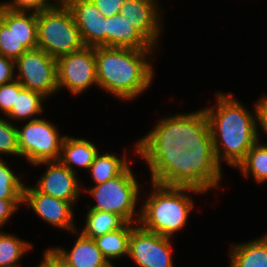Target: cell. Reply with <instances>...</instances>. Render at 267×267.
<instances>
[{
	"label": "cell",
	"mask_w": 267,
	"mask_h": 267,
	"mask_svg": "<svg viewBox=\"0 0 267 267\" xmlns=\"http://www.w3.org/2000/svg\"><path fill=\"white\" fill-rule=\"evenodd\" d=\"M216 104L206 106L213 148L218 163L235 168L258 141L256 115L249 111L232 93L216 92ZM253 112V113H252Z\"/></svg>",
	"instance_id": "cell-1"
},
{
	"label": "cell",
	"mask_w": 267,
	"mask_h": 267,
	"mask_svg": "<svg viewBox=\"0 0 267 267\" xmlns=\"http://www.w3.org/2000/svg\"><path fill=\"white\" fill-rule=\"evenodd\" d=\"M157 50L94 47L97 88L119 101H133L152 85L155 69L150 59ZM127 100V101H126Z\"/></svg>",
	"instance_id": "cell-2"
},
{
	"label": "cell",
	"mask_w": 267,
	"mask_h": 267,
	"mask_svg": "<svg viewBox=\"0 0 267 267\" xmlns=\"http://www.w3.org/2000/svg\"><path fill=\"white\" fill-rule=\"evenodd\" d=\"M201 146H213L203 108L161 118L145 136L136 141L133 151L150 170L162 157H176L185 149Z\"/></svg>",
	"instance_id": "cell-3"
},
{
	"label": "cell",
	"mask_w": 267,
	"mask_h": 267,
	"mask_svg": "<svg viewBox=\"0 0 267 267\" xmlns=\"http://www.w3.org/2000/svg\"><path fill=\"white\" fill-rule=\"evenodd\" d=\"M150 182L160 185L191 187L208 193L219 189L224 179L213 146H201L176 157H162L150 170Z\"/></svg>",
	"instance_id": "cell-4"
},
{
	"label": "cell",
	"mask_w": 267,
	"mask_h": 267,
	"mask_svg": "<svg viewBox=\"0 0 267 267\" xmlns=\"http://www.w3.org/2000/svg\"><path fill=\"white\" fill-rule=\"evenodd\" d=\"M150 186V193L140 206L138 224L147 231L172 238V235L186 227L195 208L196 202L192 195L204 193L191 187L167 186L153 182Z\"/></svg>",
	"instance_id": "cell-5"
},
{
	"label": "cell",
	"mask_w": 267,
	"mask_h": 267,
	"mask_svg": "<svg viewBox=\"0 0 267 267\" xmlns=\"http://www.w3.org/2000/svg\"><path fill=\"white\" fill-rule=\"evenodd\" d=\"M37 30L38 48L55 59L85 47L73 14L63 1L37 13Z\"/></svg>",
	"instance_id": "cell-6"
},
{
	"label": "cell",
	"mask_w": 267,
	"mask_h": 267,
	"mask_svg": "<svg viewBox=\"0 0 267 267\" xmlns=\"http://www.w3.org/2000/svg\"><path fill=\"white\" fill-rule=\"evenodd\" d=\"M129 165L120 175L82 191L89 192L95 204L92 210L112 212L122 216L127 222L137 225L140 219V209L136 207L142 190L136 179V173ZM138 211H137V210Z\"/></svg>",
	"instance_id": "cell-7"
},
{
	"label": "cell",
	"mask_w": 267,
	"mask_h": 267,
	"mask_svg": "<svg viewBox=\"0 0 267 267\" xmlns=\"http://www.w3.org/2000/svg\"><path fill=\"white\" fill-rule=\"evenodd\" d=\"M18 126L17 143L20 157H24L31 165L59 160L65 134H59L57 125L39 117L27 121L22 128Z\"/></svg>",
	"instance_id": "cell-8"
},
{
	"label": "cell",
	"mask_w": 267,
	"mask_h": 267,
	"mask_svg": "<svg viewBox=\"0 0 267 267\" xmlns=\"http://www.w3.org/2000/svg\"><path fill=\"white\" fill-rule=\"evenodd\" d=\"M37 13L11 11L0 5V55L16 61L37 45Z\"/></svg>",
	"instance_id": "cell-9"
},
{
	"label": "cell",
	"mask_w": 267,
	"mask_h": 267,
	"mask_svg": "<svg viewBox=\"0 0 267 267\" xmlns=\"http://www.w3.org/2000/svg\"><path fill=\"white\" fill-rule=\"evenodd\" d=\"M16 79L25 89L48 98L58 93L57 62L40 48L28 49L15 61Z\"/></svg>",
	"instance_id": "cell-10"
},
{
	"label": "cell",
	"mask_w": 267,
	"mask_h": 267,
	"mask_svg": "<svg viewBox=\"0 0 267 267\" xmlns=\"http://www.w3.org/2000/svg\"><path fill=\"white\" fill-rule=\"evenodd\" d=\"M56 62L59 91L66 89L71 95L77 96L91 86H98L94 47H84L77 52L63 55Z\"/></svg>",
	"instance_id": "cell-11"
},
{
	"label": "cell",
	"mask_w": 267,
	"mask_h": 267,
	"mask_svg": "<svg viewBox=\"0 0 267 267\" xmlns=\"http://www.w3.org/2000/svg\"><path fill=\"white\" fill-rule=\"evenodd\" d=\"M172 238L147 231L137 224L130 233L129 255L138 267H175Z\"/></svg>",
	"instance_id": "cell-12"
},
{
	"label": "cell",
	"mask_w": 267,
	"mask_h": 267,
	"mask_svg": "<svg viewBox=\"0 0 267 267\" xmlns=\"http://www.w3.org/2000/svg\"><path fill=\"white\" fill-rule=\"evenodd\" d=\"M23 205L50 226L70 233L77 230L74 206L68 201L39 192L33 185H25Z\"/></svg>",
	"instance_id": "cell-13"
},
{
	"label": "cell",
	"mask_w": 267,
	"mask_h": 267,
	"mask_svg": "<svg viewBox=\"0 0 267 267\" xmlns=\"http://www.w3.org/2000/svg\"><path fill=\"white\" fill-rule=\"evenodd\" d=\"M46 165L44 174L34 187L44 194L70 202L74 207L83 194L78 174L62 165L59 161L40 162L33 166Z\"/></svg>",
	"instance_id": "cell-14"
},
{
	"label": "cell",
	"mask_w": 267,
	"mask_h": 267,
	"mask_svg": "<svg viewBox=\"0 0 267 267\" xmlns=\"http://www.w3.org/2000/svg\"><path fill=\"white\" fill-rule=\"evenodd\" d=\"M163 12L158 0H124L119 14L158 49L164 26Z\"/></svg>",
	"instance_id": "cell-15"
},
{
	"label": "cell",
	"mask_w": 267,
	"mask_h": 267,
	"mask_svg": "<svg viewBox=\"0 0 267 267\" xmlns=\"http://www.w3.org/2000/svg\"><path fill=\"white\" fill-rule=\"evenodd\" d=\"M71 10L85 47L105 46V17L91 0H64Z\"/></svg>",
	"instance_id": "cell-16"
},
{
	"label": "cell",
	"mask_w": 267,
	"mask_h": 267,
	"mask_svg": "<svg viewBox=\"0 0 267 267\" xmlns=\"http://www.w3.org/2000/svg\"><path fill=\"white\" fill-rule=\"evenodd\" d=\"M81 230H74L77 239L70 251L62 246L49 249L68 267H112L104 258L92 238L84 236Z\"/></svg>",
	"instance_id": "cell-17"
},
{
	"label": "cell",
	"mask_w": 267,
	"mask_h": 267,
	"mask_svg": "<svg viewBox=\"0 0 267 267\" xmlns=\"http://www.w3.org/2000/svg\"><path fill=\"white\" fill-rule=\"evenodd\" d=\"M105 46L138 50L157 49L120 14L105 17Z\"/></svg>",
	"instance_id": "cell-18"
},
{
	"label": "cell",
	"mask_w": 267,
	"mask_h": 267,
	"mask_svg": "<svg viewBox=\"0 0 267 267\" xmlns=\"http://www.w3.org/2000/svg\"><path fill=\"white\" fill-rule=\"evenodd\" d=\"M98 150L93 141L65 134L58 161L75 174L78 171L74 166L88 171L99 152Z\"/></svg>",
	"instance_id": "cell-19"
},
{
	"label": "cell",
	"mask_w": 267,
	"mask_h": 267,
	"mask_svg": "<svg viewBox=\"0 0 267 267\" xmlns=\"http://www.w3.org/2000/svg\"><path fill=\"white\" fill-rule=\"evenodd\" d=\"M230 246L229 267H267V234Z\"/></svg>",
	"instance_id": "cell-20"
},
{
	"label": "cell",
	"mask_w": 267,
	"mask_h": 267,
	"mask_svg": "<svg viewBox=\"0 0 267 267\" xmlns=\"http://www.w3.org/2000/svg\"><path fill=\"white\" fill-rule=\"evenodd\" d=\"M135 226L127 222L121 229L94 238L97 247L104 258L113 267V260L129 255V238Z\"/></svg>",
	"instance_id": "cell-21"
},
{
	"label": "cell",
	"mask_w": 267,
	"mask_h": 267,
	"mask_svg": "<svg viewBox=\"0 0 267 267\" xmlns=\"http://www.w3.org/2000/svg\"><path fill=\"white\" fill-rule=\"evenodd\" d=\"M119 157L114 153L98 152L93 163L90 165L89 172L95 185L104 183L120 175L133 161L128 160V153Z\"/></svg>",
	"instance_id": "cell-22"
},
{
	"label": "cell",
	"mask_w": 267,
	"mask_h": 267,
	"mask_svg": "<svg viewBox=\"0 0 267 267\" xmlns=\"http://www.w3.org/2000/svg\"><path fill=\"white\" fill-rule=\"evenodd\" d=\"M47 98L36 91L23 89L21 92H16V100L12 109L5 115L10 121L18 122L30 121L37 119L44 109V102Z\"/></svg>",
	"instance_id": "cell-23"
},
{
	"label": "cell",
	"mask_w": 267,
	"mask_h": 267,
	"mask_svg": "<svg viewBox=\"0 0 267 267\" xmlns=\"http://www.w3.org/2000/svg\"><path fill=\"white\" fill-rule=\"evenodd\" d=\"M85 215L81 233L92 239L119 230L127 223L122 216L112 212L89 209Z\"/></svg>",
	"instance_id": "cell-24"
},
{
	"label": "cell",
	"mask_w": 267,
	"mask_h": 267,
	"mask_svg": "<svg viewBox=\"0 0 267 267\" xmlns=\"http://www.w3.org/2000/svg\"><path fill=\"white\" fill-rule=\"evenodd\" d=\"M236 169L246 178L250 174L256 183H267V143L257 141Z\"/></svg>",
	"instance_id": "cell-25"
},
{
	"label": "cell",
	"mask_w": 267,
	"mask_h": 267,
	"mask_svg": "<svg viewBox=\"0 0 267 267\" xmlns=\"http://www.w3.org/2000/svg\"><path fill=\"white\" fill-rule=\"evenodd\" d=\"M32 248L33 244L29 241L0 230V266L19 264Z\"/></svg>",
	"instance_id": "cell-26"
},
{
	"label": "cell",
	"mask_w": 267,
	"mask_h": 267,
	"mask_svg": "<svg viewBox=\"0 0 267 267\" xmlns=\"http://www.w3.org/2000/svg\"><path fill=\"white\" fill-rule=\"evenodd\" d=\"M5 161L3 156L0 157V199L23 200L26 184Z\"/></svg>",
	"instance_id": "cell-27"
},
{
	"label": "cell",
	"mask_w": 267,
	"mask_h": 267,
	"mask_svg": "<svg viewBox=\"0 0 267 267\" xmlns=\"http://www.w3.org/2000/svg\"><path fill=\"white\" fill-rule=\"evenodd\" d=\"M20 157L17 143V125L0 116V156Z\"/></svg>",
	"instance_id": "cell-28"
},
{
	"label": "cell",
	"mask_w": 267,
	"mask_h": 267,
	"mask_svg": "<svg viewBox=\"0 0 267 267\" xmlns=\"http://www.w3.org/2000/svg\"><path fill=\"white\" fill-rule=\"evenodd\" d=\"M59 2V0H9L0 2V5L11 11L39 13L41 11L55 7Z\"/></svg>",
	"instance_id": "cell-29"
},
{
	"label": "cell",
	"mask_w": 267,
	"mask_h": 267,
	"mask_svg": "<svg viewBox=\"0 0 267 267\" xmlns=\"http://www.w3.org/2000/svg\"><path fill=\"white\" fill-rule=\"evenodd\" d=\"M23 89L24 87L17 79L0 85V113H3L4 117L15 103L16 92H21Z\"/></svg>",
	"instance_id": "cell-30"
},
{
	"label": "cell",
	"mask_w": 267,
	"mask_h": 267,
	"mask_svg": "<svg viewBox=\"0 0 267 267\" xmlns=\"http://www.w3.org/2000/svg\"><path fill=\"white\" fill-rule=\"evenodd\" d=\"M259 100L253 105L256 115V134L258 141H260V130L267 134V95L263 94ZM259 129V130H258Z\"/></svg>",
	"instance_id": "cell-31"
},
{
	"label": "cell",
	"mask_w": 267,
	"mask_h": 267,
	"mask_svg": "<svg viewBox=\"0 0 267 267\" xmlns=\"http://www.w3.org/2000/svg\"><path fill=\"white\" fill-rule=\"evenodd\" d=\"M23 206V200H3L0 199V230L7 225L10 217Z\"/></svg>",
	"instance_id": "cell-32"
},
{
	"label": "cell",
	"mask_w": 267,
	"mask_h": 267,
	"mask_svg": "<svg viewBox=\"0 0 267 267\" xmlns=\"http://www.w3.org/2000/svg\"><path fill=\"white\" fill-rule=\"evenodd\" d=\"M104 17H112L119 14L124 0H91Z\"/></svg>",
	"instance_id": "cell-33"
},
{
	"label": "cell",
	"mask_w": 267,
	"mask_h": 267,
	"mask_svg": "<svg viewBox=\"0 0 267 267\" xmlns=\"http://www.w3.org/2000/svg\"><path fill=\"white\" fill-rule=\"evenodd\" d=\"M15 61L0 55V85L16 79Z\"/></svg>",
	"instance_id": "cell-34"
},
{
	"label": "cell",
	"mask_w": 267,
	"mask_h": 267,
	"mask_svg": "<svg viewBox=\"0 0 267 267\" xmlns=\"http://www.w3.org/2000/svg\"><path fill=\"white\" fill-rule=\"evenodd\" d=\"M39 264L42 267H68L49 248L44 250Z\"/></svg>",
	"instance_id": "cell-35"
},
{
	"label": "cell",
	"mask_w": 267,
	"mask_h": 267,
	"mask_svg": "<svg viewBox=\"0 0 267 267\" xmlns=\"http://www.w3.org/2000/svg\"><path fill=\"white\" fill-rule=\"evenodd\" d=\"M0 267H21V266L19 264H14V265L0 266Z\"/></svg>",
	"instance_id": "cell-36"
}]
</instances>
